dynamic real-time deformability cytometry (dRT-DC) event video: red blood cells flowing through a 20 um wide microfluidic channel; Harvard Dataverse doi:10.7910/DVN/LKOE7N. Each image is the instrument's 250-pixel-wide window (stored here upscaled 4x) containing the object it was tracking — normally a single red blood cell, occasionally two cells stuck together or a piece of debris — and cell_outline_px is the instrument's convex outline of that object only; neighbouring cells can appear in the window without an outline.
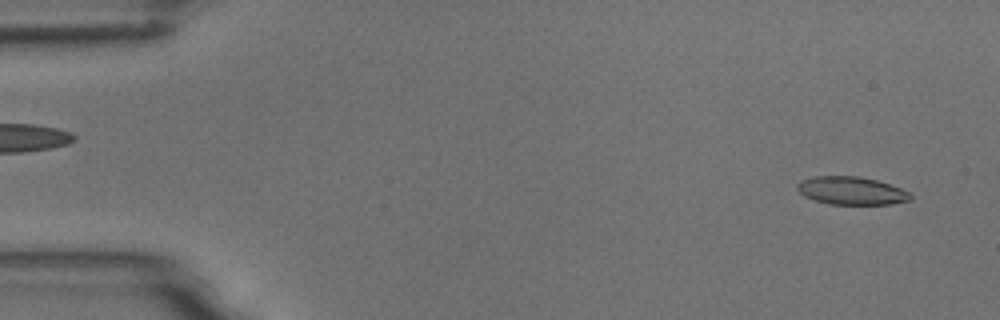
{"species": "common noctule bat (a hibernating species)", "species_latin": "Nyctalus noctula", "temperature_condition": "room temperature", "stored_images_in_passage": 5, "segment_of_instrument_passage": [2, 2], "camera_frame_rate_fps": 3000, "um_per_image_px": 0.085, "animal": {"sex": "male", "body_mass_g": 18.8}, "frame": {"image": 1, "passage_image": 5, "time_ms": 5.333, "image_size_px": [1000, 320], "cell_outline_px": [[912, 200], [892, 204], [828, 204], [804, 196], [796, 188], [796, 184], [800, 180], [816, 176], [860, 176], [876, 180], [912, 192]], "centroid_in_image_um": [72.39, 16.21], "position_along_channel_um": 12.6, "area_um2": 18.55}}